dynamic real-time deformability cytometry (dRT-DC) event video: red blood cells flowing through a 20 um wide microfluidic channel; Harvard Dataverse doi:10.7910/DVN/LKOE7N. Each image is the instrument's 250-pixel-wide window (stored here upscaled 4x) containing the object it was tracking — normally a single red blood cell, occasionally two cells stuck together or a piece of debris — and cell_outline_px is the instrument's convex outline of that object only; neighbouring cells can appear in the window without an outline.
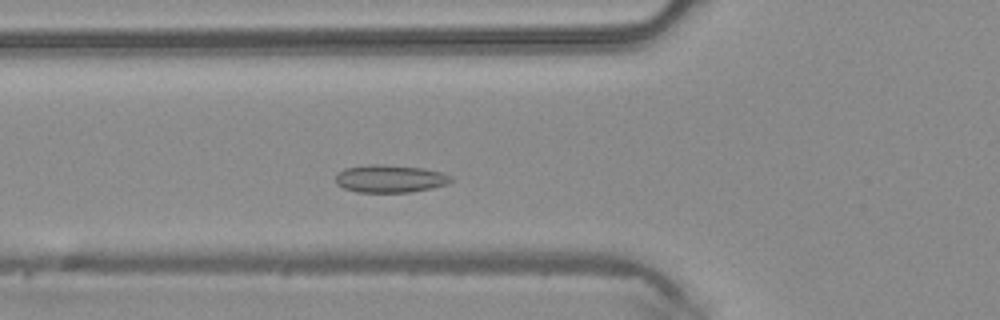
{"species": "common noctule bat (a hibernating species)", "species_latin": "Nyctalus noctula", "temperature_condition": "warm", "stored_images_in_passage": 41, "camera_frame_rate_fps": 3000, "um_per_image_px": 0.085, "animal": {"sex": "male", "body_mass_g": 20.4}, "frame": {"image": 1, "passage_image": 10, "time_ms": 3.0, "image_size_px": [1000, 320], "cell_outline_px": [[452, 180], [448, 184], [432, 188], [408, 192], [356, 192], [344, 188], [336, 184], [336, 172], [344, 168], [368, 164], [380, 164], [424, 168], [440, 172], [452, 176]], "centroid_in_image_um": [33.12, 15.18], "position_along_channel_um": 92.7, "area_um2": 18.73}}
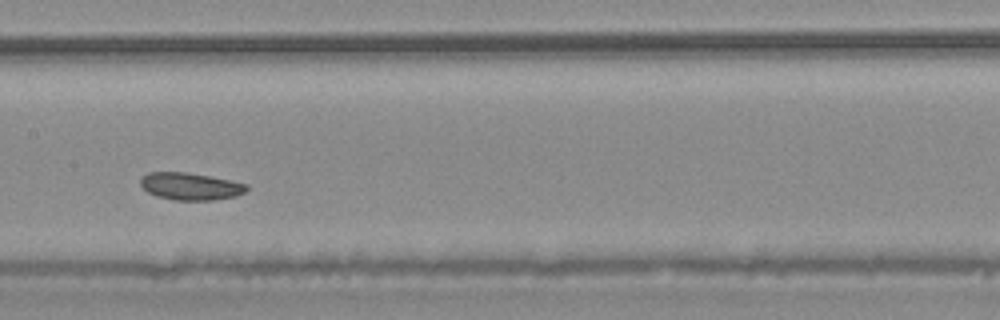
{"frame": {"image": 2, "passage_image": 17, "time_ms": 5.333, "image_size_px": [1000, 320], "cell_outline_px": [[248, 188], [244, 192], [236, 196], [216, 200], [172, 200], [156, 196], [148, 192], [140, 184], [140, 180], [148, 172], [184, 172], [208, 176], [248, 184]], "centroid_in_image_um": [16.18, 15.85], "position_along_channel_um": 191.2, "area_um2": 16.76}}
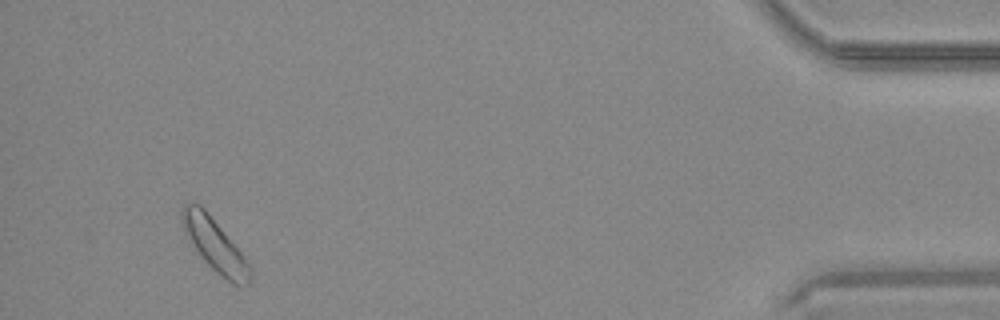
{"frame": {"image": 3, "passage_image": 38, "time_ms": 12.333, "image_size_px": [1000, 320], "cell_outline_px": [[252, 280], [248, 284], [232, 284], [216, 272], [200, 256], [184, 232], [180, 220], [180, 212], [184, 204], [200, 204], [208, 212], [240, 252], [252, 268]], "centroid_in_image_um": [18.24, 20.82], "position_along_channel_um": 417.0, "area_um2": 20.58}}